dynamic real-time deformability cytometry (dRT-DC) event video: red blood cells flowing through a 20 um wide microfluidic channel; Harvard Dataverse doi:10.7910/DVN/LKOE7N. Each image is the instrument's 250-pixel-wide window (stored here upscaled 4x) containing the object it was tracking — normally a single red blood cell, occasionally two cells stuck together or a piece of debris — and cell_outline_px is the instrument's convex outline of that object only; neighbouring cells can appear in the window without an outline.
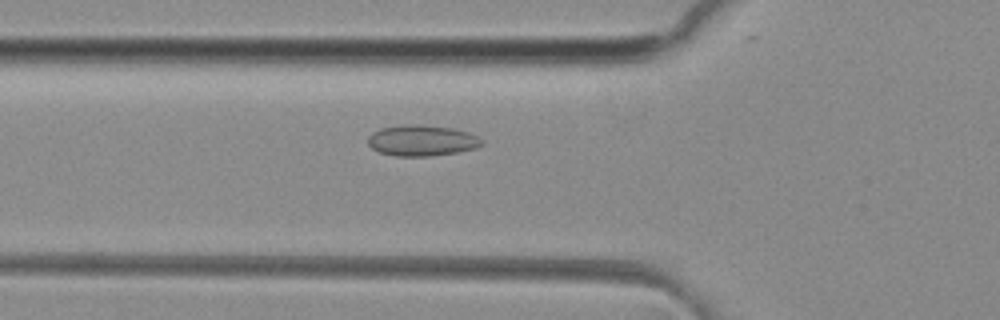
{"species": "common noctule bat (a hibernating species)", "species_latin": "Nyctalus noctula", "temperature_condition": "room temperature", "stored_images_in_passage": 50, "camera_frame_rate_fps": 3000, "um_per_image_px": 0.085, "animal": {"sex": "female", "body_mass_g": 29.2, "forearm_length_mm": 56.3}, "frame": {"image": 1, "passage_image": 18, "time_ms": 5.667, "image_size_px": [1000, 320], "cell_outline_px": [[484, 144], [476, 148], [456, 152], [432, 156], [396, 156], [380, 152], [372, 148], [368, 144], [368, 136], [372, 132], [380, 128], [400, 124], [420, 124], [452, 128], [468, 132], [484, 140]], "centroid_in_image_um": [35.85, 11.93], "position_along_channel_um": 90.0, "area_um2": 20.69}}
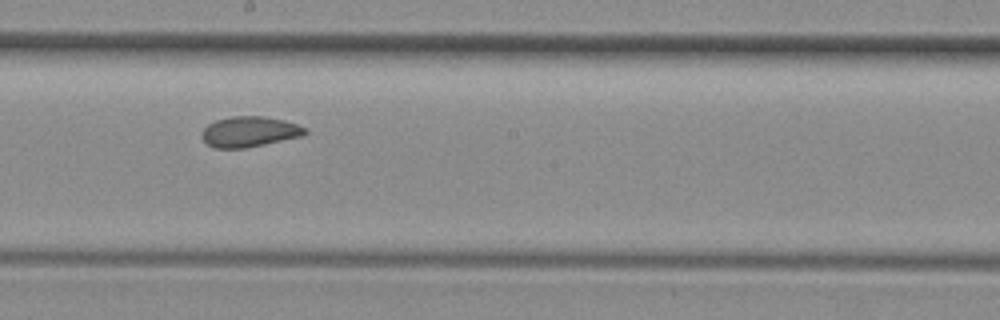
{"frame": {"image": 2, "passage_image": 28, "time_ms": 9.0, "image_size_px": [1000, 320], "cell_outline_px": [[308, 132], [304, 136], [244, 148], [212, 148], [200, 136], [200, 132], [208, 124], [216, 120], [232, 116], [264, 116], [284, 120], [308, 128]], "centroid_in_image_um": [21.21, 11.19], "position_along_channel_um": 227.0, "area_um2": 18.5}}
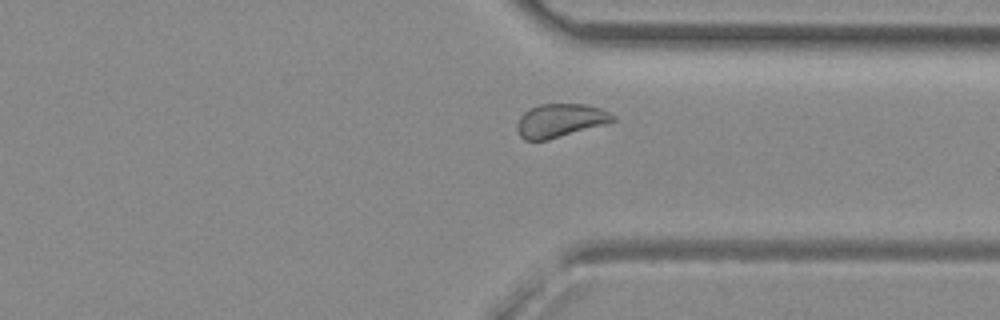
{"frame": {"image": 3, "passage_image": 38, "time_ms": 12.333, "image_size_px": [1000, 320], "cell_outline_px": [[616, 120], [604, 124], [548, 140], [524, 140], [520, 136], [516, 128], [516, 124], [520, 116], [528, 108], [540, 104], [584, 104], [600, 108], [616, 116]], "centroid_in_image_um": [47.58, 10.24], "position_along_channel_um": 363.8, "area_um2": 18.67}, "authors_computed_cell_mechanics": {"area_um2": 19.652, "velocity_mm_per_s": 4.1096, "shape_relaxation_time_tau1_ms": null, "shape_relaxation_time_tau2_ms": 1.2143, "deformation_change_tau1": null, "deformation_change_tau2": 0.0569}}